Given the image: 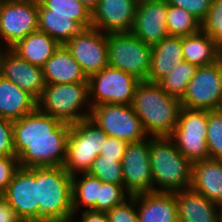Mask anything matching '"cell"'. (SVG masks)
<instances>
[{
    "label": "cell",
    "mask_w": 222,
    "mask_h": 222,
    "mask_svg": "<svg viewBox=\"0 0 222 222\" xmlns=\"http://www.w3.org/2000/svg\"><path fill=\"white\" fill-rule=\"evenodd\" d=\"M70 124L36 108L13 121L15 154L20 167L63 166Z\"/></svg>",
    "instance_id": "cell-1"
},
{
    "label": "cell",
    "mask_w": 222,
    "mask_h": 222,
    "mask_svg": "<svg viewBox=\"0 0 222 222\" xmlns=\"http://www.w3.org/2000/svg\"><path fill=\"white\" fill-rule=\"evenodd\" d=\"M132 107L149 137L170 136L176 128L182 103L157 83L141 81L136 87Z\"/></svg>",
    "instance_id": "cell-2"
},
{
    "label": "cell",
    "mask_w": 222,
    "mask_h": 222,
    "mask_svg": "<svg viewBox=\"0 0 222 222\" xmlns=\"http://www.w3.org/2000/svg\"><path fill=\"white\" fill-rule=\"evenodd\" d=\"M149 158L154 192L175 193L190 188L192 163L169 136L150 137Z\"/></svg>",
    "instance_id": "cell-3"
},
{
    "label": "cell",
    "mask_w": 222,
    "mask_h": 222,
    "mask_svg": "<svg viewBox=\"0 0 222 222\" xmlns=\"http://www.w3.org/2000/svg\"><path fill=\"white\" fill-rule=\"evenodd\" d=\"M39 222H71L72 176L63 166L36 167Z\"/></svg>",
    "instance_id": "cell-4"
},
{
    "label": "cell",
    "mask_w": 222,
    "mask_h": 222,
    "mask_svg": "<svg viewBox=\"0 0 222 222\" xmlns=\"http://www.w3.org/2000/svg\"><path fill=\"white\" fill-rule=\"evenodd\" d=\"M37 108L70 125L88 119L92 108L89 84L88 82L46 84L37 100Z\"/></svg>",
    "instance_id": "cell-5"
},
{
    "label": "cell",
    "mask_w": 222,
    "mask_h": 222,
    "mask_svg": "<svg viewBox=\"0 0 222 222\" xmlns=\"http://www.w3.org/2000/svg\"><path fill=\"white\" fill-rule=\"evenodd\" d=\"M107 137L89 118L71 124L63 168L70 176L88 173Z\"/></svg>",
    "instance_id": "cell-6"
},
{
    "label": "cell",
    "mask_w": 222,
    "mask_h": 222,
    "mask_svg": "<svg viewBox=\"0 0 222 222\" xmlns=\"http://www.w3.org/2000/svg\"><path fill=\"white\" fill-rule=\"evenodd\" d=\"M152 47L132 32L108 34V66L147 81Z\"/></svg>",
    "instance_id": "cell-7"
},
{
    "label": "cell",
    "mask_w": 222,
    "mask_h": 222,
    "mask_svg": "<svg viewBox=\"0 0 222 222\" xmlns=\"http://www.w3.org/2000/svg\"><path fill=\"white\" fill-rule=\"evenodd\" d=\"M208 110L182 107L176 128L169 136L191 163L209 159L207 145Z\"/></svg>",
    "instance_id": "cell-8"
},
{
    "label": "cell",
    "mask_w": 222,
    "mask_h": 222,
    "mask_svg": "<svg viewBox=\"0 0 222 222\" xmlns=\"http://www.w3.org/2000/svg\"><path fill=\"white\" fill-rule=\"evenodd\" d=\"M141 81L111 66L88 78L91 106L101 104L132 105L136 87Z\"/></svg>",
    "instance_id": "cell-9"
},
{
    "label": "cell",
    "mask_w": 222,
    "mask_h": 222,
    "mask_svg": "<svg viewBox=\"0 0 222 222\" xmlns=\"http://www.w3.org/2000/svg\"><path fill=\"white\" fill-rule=\"evenodd\" d=\"M89 119L108 136L127 143L141 141L148 137L132 105L101 104L93 106Z\"/></svg>",
    "instance_id": "cell-10"
},
{
    "label": "cell",
    "mask_w": 222,
    "mask_h": 222,
    "mask_svg": "<svg viewBox=\"0 0 222 222\" xmlns=\"http://www.w3.org/2000/svg\"><path fill=\"white\" fill-rule=\"evenodd\" d=\"M38 0L0 2V43L11 49L38 30Z\"/></svg>",
    "instance_id": "cell-11"
},
{
    "label": "cell",
    "mask_w": 222,
    "mask_h": 222,
    "mask_svg": "<svg viewBox=\"0 0 222 222\" xmlns=\"http://www.w3.org/2000/svg\"><path fill=\"white\" fill-rule=\"evenodd\" d=\"M180 101L182 107L188 109H222V59L208 66L197 67Z\"/></svg>",
    "instance_id": "cell-12"
},
{
    "label": "cell",
    "mask_w": 222,
    "mask_h": 222,
    "mask_svg": "<svg viewBox=\"0 0 222 222\" xmlns=\"http://www.w3.org/2000/svg\"><path fill=\"white\" fill-rule=\"evenodd\" d=\"M64 46L81 66L87 78L108 66V34L98 29H83Z\"/></svg>",
    "instance_id": "cell-13"
},
{
    "label": "cell",
    "mask_w": 222,
    "mask_h": 222,
    "mask_svg": "<svg viewBox=\"0 0 222 222\" xmlns=\"http://www.w3.org/2000/svg\"><path fill=\"white\" fill-rule=\"evenodd\" d=\"M150 137L127 143L122 159L124 189L130 196L154 192L149 158Z\"/></svg>",
    "instance_id": "cell-14"
},
{
    "label": "cell",
    "mask_w": 222,
    "mask_h": 222,
    "mask_svg": "<svg viewBox=\"0 0 222 222\" xmlns=\"http://www.w3.org/2000/svg\"><path fill=\"white\" fill-rule=\"evenodd\" d=\"M2 196L16 210L22 222H39L36 167H20Z\"/></svg>",
    "instance_id": "cell-15"
},
{
    "label": "cell",
    "mask_w": 222,
    "mask_h": 222,
    "mask_svg": "<svg viewBox=\"0 0 222 222\" xmlns=\"http://www.w3.org/2000/svg\"><path fill=\"white\" fill-rule=\"evenodd\" d=\"M139 0H99L92 10V27L105 34L131 32Z\"/></svg>",
    "instance_id": "cell-16"
},
{
    "label": "cell",
    "mask_w": 222,
    "mask_h": 222,
    "mask_svg": "<svg viewBox=\"0 0 222 222\" xmlns=\"http://www.w3.org/2000/svg\"><path fill=\"white\" fill-rule=\"evenodd\" d=\"M167 0H139L131 32L149 46L169 36L166 28Z\"/></svg>",
    "instance_id": "cell-17"
},
{
    "label": "cell",
    "mask_w": 222,
    "mask_h": 222,
    "mask_svg": "<svg viewBox=\"0 0 222 222\" xmlns=\"http://www.w3.org/2000/svg\"><path fill=\"white\" fill-rule=\"evenodd\" d=\"M0 75L38 100L46 86L43 69L22 59L12 49L4 52Z\"/></svg>",
    "instance_id": "cell-18"
},
{
    "label": "cell",
    "mask_w": 222,
    "mask_h": 222,
    "mask_svg": "<svg viewBox=\"0 0 222 222\" xmlns=\"http://www.w3.org/2000/svg\"><path fill=\"white\" fill-rule=\"evenodd\" d=\"M136 208L139 222H179L176 193L136 195Z\"/></svg>",
    "instance_id": "cell-19"
},
{
    "label": "cell",
    "mask_w": 222,
    "mask_h": 222,
    "mask_svg": "<svg viewBox=\"0 0 222 222\" xmlns=\"http://www.w3.org/2000/svg\"><path fill=\"white\" fill-rule=\"evenodd\" d=\"M190 189L213 203L222 202V159H206L192 163Z\"/></svg>",
    "instance_id": "cell-20"
},
{
    "label": "cell",
    "mask_w": 222,
    "mask_h": 222,
    "mask_svg": "<svg viewBox=\"0 0 222 222\" xmlns=\"http://www.w3.org/2000/svg\"><path fill=\"white\" fill-rule=\"evenodd\" d=\"M183 61L182 37L167 36L152 46L147 82L158 83Z\"/></svg>",
    "instance_id": "cell-21"
},
{
    "label": "cell",
    "mask_w": 222,
    "mask_h": 222,
    "mask_svg": "<svg viewBox=\"0 0 222 222\" xmlns=\"http://www.w3.org/2000/svg\"><path fill=\"white\" fill-rule=\"evenodd\" d=\"M46 84L88 82L81 66L64 45L42 67Z\"/></svg>",
    "instance_id": "cell-22"
},
{
    "label": "cell",
    "mask_w": 222,
    "mask_h": 222,
    "mask_svg": "<svg viewBox=\"0 0 222 222\" xmlns=\"http://www.w3.org/2000/svg\"><path fill=\"white\" fill-rule=\"evenodd\" d=\"M175 193L179 222H218L216 203L190 188Z\"/></svg>",
    "instance_id": "cell-23"
},
{
    "label": "cell",
    "mask_w": 222,
    "mask_h": 222,
    "mask_svg": "<svg viewBox=\"0 0 222 222\" xmlns=\"http://www.w3.org/2000/svg\"><path fill=\"white\" fill-rule=\"evenodd\" d=\"M37 108V100L15 83L0 75V117L21 119Z\"/></svg>",
    "instance_id": "cell-24"
},
{
    "label": "cell",
    "mask_w": 222,
    "mask_h": 222,
    "mask_svg": "<svg viewBox=\"0 0 222 222\" xmlns=\"http://www.w3.org/2000/svg\"><path fill=\"white\" fill-rule=\"evenodd\" d=\"M182 55L184 61L197 67L208 66L221 59V49L215 39L201 30L182 37Z\"/></svg>",
    "instance_id": "cell-25"
},
{
    "label": "cell",
    "mask_w": 222,
    "mask_h": 222,
    "mask_svg": "<svg viewBox=\"0 0 222 222\" xmlns=\"http://www.w3.org/2000/svg\"><path fill=\"white\" fill-rule=\"evenodd\" d=\"M59 47L60 44L54 38L37 30L11 49L28 63L42 68Z\"/></svg>",
    "instance_id": "cell-26"
},
{
    "label": "cell",
    "mask_w": 222,
    "mask_h": 222,
    "mask_svg": "<svg viewBox=\"0 0 222 222\" xmlns=\"http://www.w3.org/2000/svg\"><path fill=\"white\" fill-rule=\"evenodd\" d=\"M102 181L82 173L72 176V206L74 212L86 210L96 211V201H99V186Z\"/></svg>",
    "instance_id": "cell-27"
},
{
    "label": "cell",
    "mask_w": 222,
    "mask_h": 222,
    "mask_svg": "<svg viewBox=\"0 0 222 222\" xmlns=\"http://www.w3.org/2000/svg\"><path fill=\"white\" fill-rule=\"evenodd\" d=\"M38 15L72 16L83 29L92 27V11L78 0H38Z\"/></svg>",
    "instance_id": "cell-28"
},
{
    "label": "cell",
    "mask_w": 222,
    "mask_h": 222,
    "mask_svg": "<svg viewBox=\"0 0 222 222\" xmlns=\"http://www.w3.org/2000/svg\"><path fill=\"white\" fill-rule=\"evenodd\" d=\"M38 30L54 38L60 45H64L83 28L72 16L38 15Z\"/></svg>",
    "instance_id": "cell-29"
},
{
    "label": "cell",
    "mask_w": 222,
    "mask_h": 222,
    "mask_svg": "<svg viewBox=\"0 0 222 222\" xmlns=\"http://www.w3.org/2000/svg\"><path fill=\"white\" fill-rule=\"evenodd\" d=\"M166 28L169 36H190L202 30V23L187 10L168 5Z\"/></svg>",
    "instance_id": "cell-30"
},
{
    "label": "cell",
    "mask_w": 222,
    "mask_h": 222,
    "mask_svg": "<svg viewBox=\"0 0 222 222\" xmlns=\"http://www.w3.org/2000/svg\"><path fill=\"white\" fill-rule=\"evenodd\" d=\"M196 69V65L183 60L176 64V68L157 84L169 95L181 99Z\"/></svg>",
    "instance_id": "cell-31"
},
{
    "label": "cell",
    "mask_w": 222,
    "mask_h": 222,
    "mask_svg": "<svg viewBox=\"0 0 222 222\" xmlns=\"http://www.w3.org/2000/svg\"><path fill=\"white\" fill-rule=\"evenodd\" d=\"M88 173L99 178L102 182L124 185L122 162L118 161L117 158L97 156Z\"/></svg>",
    "instance_id": "cell-32"
},
{
    "label": "cell",
    "mask_w": 222,
    "mask_h": 222,
    "mask_svg": "<svg viewBox=\"0 0 222 222\" xmlns=\"http://www.w3.org/2000/svg\"><path fill=\"white\" fill-rule=\"evenodd\" d=\"M207 145L210 159H222V109L208 111Z\"/></svg>",
    "instance_id": "cell-33"
},
{
    "label": "cell",
    "mask_w": 222,
    "mask_h": 222,
    "mask_svg": "<svg viewBox=\"0 0 222 222\" xmlns=\"http://www.w3.org/2000/svg\"><path fill=\"white\" fill-rule=\"evenodd\" d=\"M130 195L119 184L102 182L99 186V201H96V211L108 212L122 204Z\"/></svg>",
    "instance_id": "cell-34"
},
{
    "label": "cell",
    "mask_w": 222,
    "mask_h": 222,
    "mask_svg": "<svg viewBox=\"0 0 222 222\" xmlns=\"http://www.w3.org/2000/svg\"><path fill=\"white\" fill-rule=\"evenodd\" d=\"M202 31L216 40L222 49V0H213L207 17L202 22Z\"/></svg>",
    "instance_id": "cell-35"
},
{
    "label": "cell",
    "mask_w": 222,
    "mask_h": 222,
    "mask_svg": "<svg viewBox=\"0 0 222 222\" xmlns=\"http://www.w3.org/2000/svg\"><path fill=\"white\" fill-rule=\"evenodd\" d=\"M109 222H139L136 195L130 196L122 204L106 212Z\"/></svg>",
    "instance_id": "cell-36"
},
{
    "label": "cell",
    "mask_w": 222,
    "mask_h": 222,
    "mask_svg": "<svg viewBox=\"0 0 222 222\" xmlns=\"http://www.w3.org/2000/svg\"><path fill=\"white\" fill-rule=\"evenodd\" d=\"M213 0H167L168 5H173L187 10L201 23L207 17Z\"/></svg>",
    "instance_id": "cell-37"
},
{
    "label": "cell",
    "mask_w": 222,
    "mask_h": 222,
    "mask_svg": "<svg viewBox=\"0 0 222 222\" xmlns=\"http://www.w3.org/2000/svg\"><path fill=\"white\" fill-rule=\"evenodd\" d=\"M20 168L17 156L0 157V195H3Z\"/></svg>",
    "instance_id": "cell-38"
},
{
    "label": "cell",
    "mask_w": 222,
    "mask_h": 222,
    "mask_svg": "<svg viewBox=\"0 0 222 222\" xmlns=\"http://www.w3.org/2000/svg\"><path fill=\"white\" fill-rule=\"evenodd\" d=\"M16 156L13 139V121L0 117V157Z\"/></svg>",
    "instance_id": "cell-39"
},
{
    "label": "cell",
    "mask_w": 222,
    "mask_h": 222,
    "mask_svg": "<svg viewBox=\"0 0 222 222\" xmlns=\"http://www.w3.org/2000/svg\"><path fill=\"white\" fill-rule=\"evenodd\" d=\"M126 148V141L108 136L107 139L104 140V145L99 155L105 156V158H117L118 161L122 162Z\"/></svg>",
    "instance_id": "cell-40"
},
{
    "label": "cell",
    "mask_w": 222,
    "mask_h": 222,
    "mask_svg": "<svg viewBox=\"0 0 222 222\" xmlns=\"http://www.w3.org/2000/svg\"><path fill=\"white\" fill-rule=\"evenodd\" d=\"M79 213L80 217H78ZM71 222H109V219L106 212L83 210L82 212H74Z\"/></svg>",
    "instance_id": "cell-41"
},
{
    "label": "cell",
    "mask_w": 222,
    "mask_h": 222,
    "mask_svg": "<svg viewBox=\"0 0 222 222\" xmlns=\"http://www.w3.org/2000/svg\"><path fill=\"white\" fill-rule=\"evenodd\" d=\"M0 222H22L16 210L0 195Z\"/></svg>",
    "instance_id": "cell-42"
},
{
    "label": "cell",
    "mask_w": 222,
    "mask_h": 222,
    "mask_svg": "<svg viewBox=\"0 0 222 222\" xmlns=\"http://www.w3.org/2000/svg\"><path fill=\"white\" fill-rule=\"evenodd\" d=\"M87 6L91 11L96 7L99 0H78Z\"/></svg>",
    "instance_id": "cell-43"
},
{
    "label": "cell",
    "mask_w": 222,
    "mask_h": 222,
    "mask_svg": "<svg viewBox=\"0 0 222 222\" xmlns=\"http://www.w3.org/2000/svg\"><path fill=\"white\" fill-rule=\"evenodd\" d=\"M218 222H222V202L217 204Z\"/></svg>",
    "instance_id": "cell-44"
},
{
    "label": "cell",
    "mask_w": 222,
    "mask_h": 222,
    "mask_svg": "<svg viewBox=\"0 0 222 222\" xmlns=\"http://www.w3.org/2000/svg\"><path fill=\"white\" fill-rule=\"evenodd\" d=\"M6 50H7V48L0 43V69H1L2 56L4 55V52H5Z\"/></svg>",
    "instance_id": "cell-45"
}]
</instances>
